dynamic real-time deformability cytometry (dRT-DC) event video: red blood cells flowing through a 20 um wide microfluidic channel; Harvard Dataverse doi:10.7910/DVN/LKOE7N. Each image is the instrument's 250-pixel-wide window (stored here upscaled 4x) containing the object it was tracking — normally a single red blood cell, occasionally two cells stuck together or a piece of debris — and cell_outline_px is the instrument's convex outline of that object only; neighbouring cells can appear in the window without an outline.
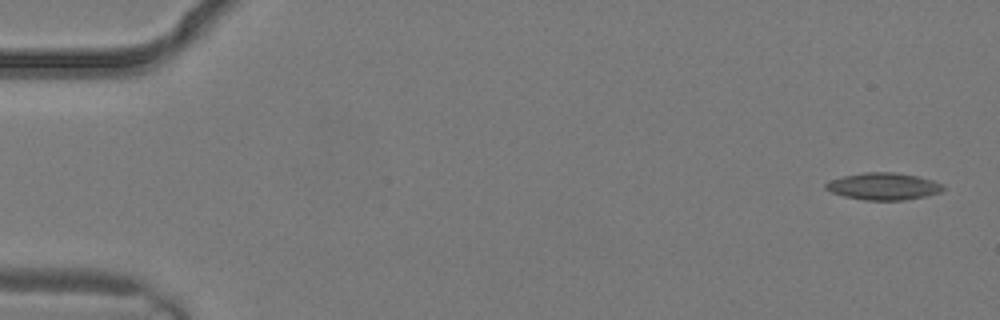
{"species": "common noctule bat (a hibernating species)", "species_latin": "Nyctalus noctula", "temperature_condition": "warm", "stored_images_in_passage": 4, "camera_frame_rate_fps": 3000, "um_per_image_px": 0.085, "animal": {"sex": "male", "body_mass_g": 19.2, "forearm_length_mm": 51.8}, "frame": {"image": 1, "passage_image": 1, "time_ms": 0.0, "image_size_px": [1000, 320], "cell_outline_px": [[944, 188], [940, 192], [928, 196], [904, 200], [864, 200], [844, 196], [832, 192], [824, 188], [824, 184], [828, 180], [844, 176], [864, 172], [896, 172], [916, 176], [932, 180], [944, 184]], "centroid_in_image_um": [75.09, 15.84], "position_along_channel_um": 9.9, "area_um2": 18.61}}
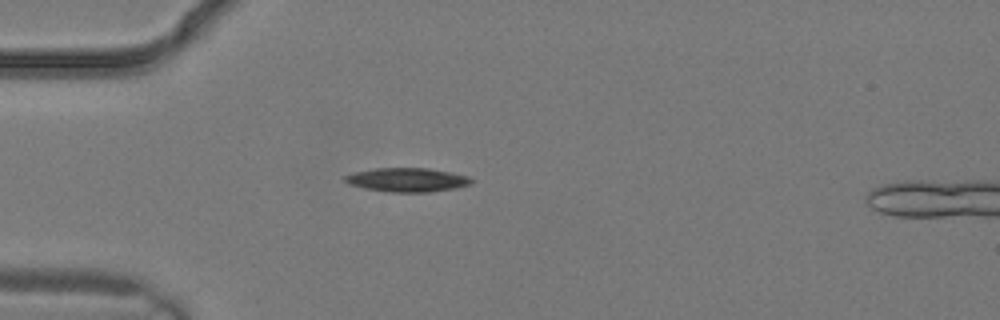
{"frame": {"image": 2, "passage_image": 3, "time_ms": 0.667, "image_size_px": [1000, 320], "cell_outline_px": [[472, 184], [456, 188], [428, 192], [388, 192], [364, 188], [348, 184], [344, 180], [344, 176], [352, 172], [376, 168], [428, 168], [468, 176], [472, 180]], "centroid_in_image_um": [34.57, 15.29], "position_along_channel_um": 50.4, "area_um2": 17.63}}